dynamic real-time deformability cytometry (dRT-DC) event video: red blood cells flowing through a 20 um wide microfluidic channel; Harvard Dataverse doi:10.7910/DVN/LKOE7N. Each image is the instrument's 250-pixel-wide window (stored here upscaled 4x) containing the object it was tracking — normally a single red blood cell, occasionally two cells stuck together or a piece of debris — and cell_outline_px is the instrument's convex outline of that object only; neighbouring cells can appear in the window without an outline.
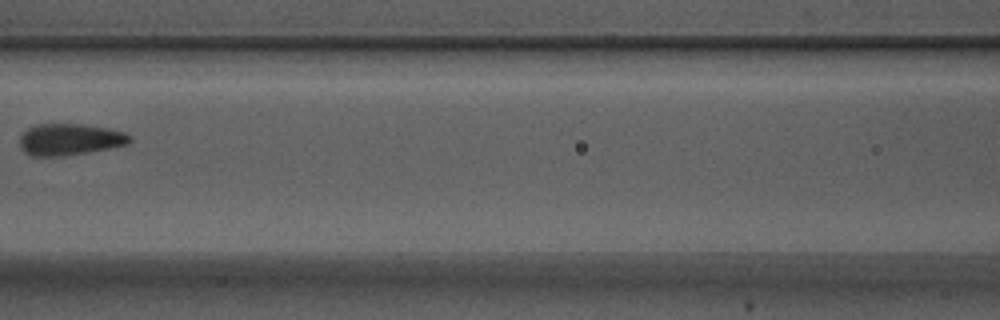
{"species": "Egyptian fruit bat (a non-hibernating species)", "species_latin": "Rousettus aegyptiacus", "temperature_condition": "warm", "stored_images_in_passage": 4, "camera_frame_rate_fps": 3000, "um_per_image_px": 0.085, "animal": {"sex": "male"}, "frame": {"image": 1, "passage_image": 4, "time_ms": 1.0, "image_size_px": [1000, 320], "cell_outline_px": [[132, 140], [128, 144], [88, 152], [60, 156], [32, 156], [24, 152], [20, 144], [20, 136], [28, 128], [36, 124], [84, 124], [124, 132], [132, 136]], "centroid_in_image_um": [5.92, 11.85], "position_along_channel_um": 160.7, "area_um2": 20.11}}